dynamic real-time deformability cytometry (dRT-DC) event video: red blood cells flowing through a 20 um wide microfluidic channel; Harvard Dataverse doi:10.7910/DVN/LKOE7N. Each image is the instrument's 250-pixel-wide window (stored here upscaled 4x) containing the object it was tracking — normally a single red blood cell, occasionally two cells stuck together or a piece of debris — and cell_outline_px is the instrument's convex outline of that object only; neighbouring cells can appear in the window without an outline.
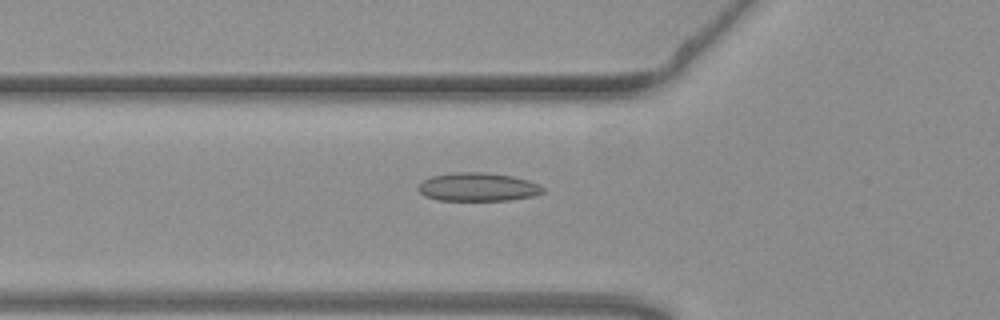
{"species": "common noctule bat (a hibernating species)", "species_latin": "Nyctalus noctula", "temperature_condition": "warm", "stored_images_in_passage": 15, "camera_frame_rate_fps": 3000, "um_per_image_px": 0.085, "animal": {"sex": "female", "body_mass_g": 19.3, "forearm_length_mm": 54.1}, "frame": {"image": 1, "passage_image": 13, "time_ms": 4.0, "image_size_px": [1000, 320], "cell_outline_px": [[544, 192], [536, 196], [512, 200], [436, 200], [424, 196], [416, 188], [424, 180], [432, 176], [456, 172], [484, 172], [512, 176], [528, 180], [540, 184], [544, 188]], "centroid_in_image_um": [40.65, 15.9], "position_along_channel_um": 85.1, "area_um2": 20.81}}